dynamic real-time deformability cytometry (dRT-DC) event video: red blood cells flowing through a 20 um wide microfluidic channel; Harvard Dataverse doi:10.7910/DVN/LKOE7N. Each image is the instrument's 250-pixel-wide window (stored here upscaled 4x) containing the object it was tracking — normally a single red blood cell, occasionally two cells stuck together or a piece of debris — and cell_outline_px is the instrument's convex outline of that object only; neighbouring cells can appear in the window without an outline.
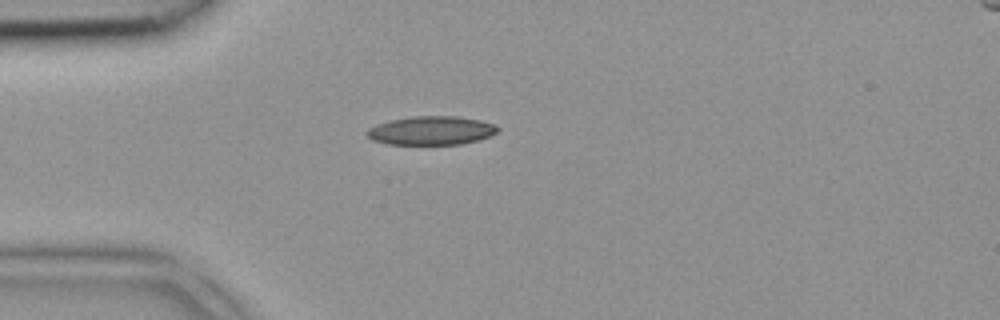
{"species": "common noctule bat (a hibernating species)", "species_latin": "Nyctalus noctula", "temperature_condition": "room temperature", "stored_images_in_passage": 1, "camera_frame_rate_fps": 3000, "um_per_image_px": 0.085, "animal": {"sex": "female", "body_mass_g": 18.4}, "frame": {"image": 1, "passage_image": 1, "time_ms": 0.0, "image_size_px": [1000, 320], "cell_outline_px": [[500, 128], [496, 132], [488, 136], [476, 140], [460, 144], [388, 144], [372, 140], [364, 132], [368, 128], [376, 124], [388, 120], [412, 116], [456, 116], [480, 120], [496, 124]], "centroid_in_image_um": [36.62, 11.08], "position_along_channel_um": 48.4, "area_um2": 21.91}}